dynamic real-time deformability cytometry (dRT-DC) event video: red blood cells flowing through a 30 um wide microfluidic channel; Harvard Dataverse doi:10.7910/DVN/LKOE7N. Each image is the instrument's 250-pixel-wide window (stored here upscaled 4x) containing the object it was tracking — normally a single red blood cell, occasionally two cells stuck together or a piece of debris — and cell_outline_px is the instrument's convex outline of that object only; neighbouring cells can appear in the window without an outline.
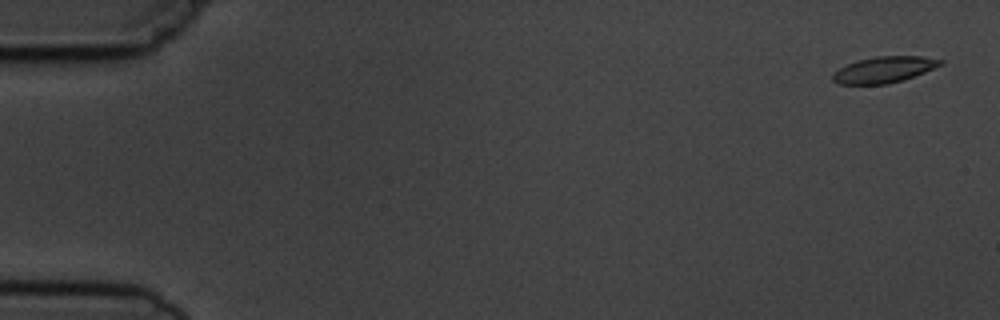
{"species": "common noctule bat (a hibernating species)", "species_latin": "Nyctalus noctula", "temperature_condition": "cold", "stored_images_in_passage": 5, "camera_frame_rate_fps": 3000, "um_per_image_px": 0.085, "animal": {"sex": "male", "body_mass_g": 19.5, "forearm_length_mm": 54.6}, "frame": {"image": 1, "passage_image": 1, "time_ms": 0.0, "image_size_px": [1000, 320], "cell_outline_px": [[944, 64], [904, 80], [888, 84], [840, 84], [832, 80], [832, 72], [856, 60], [876, 56], [924, 56], [944, 60]], "centroid_in_image_um": [75.16, 5.91], "position_along_channel_um": 9.8, "area_um2": 16.53}}
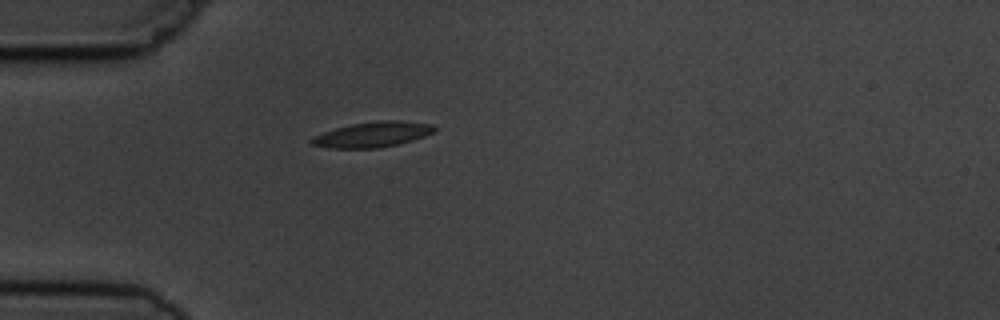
{"frame": {"image": 2, "passage_image": 5, "time_ms": 4.667, "image_size_px": [1000, 320], "cell_outline_px": [[436, 132], [412, 140], [396, 144], [376, 148], [328, 148], [312, 144], [308, 140], [312, 136], [336, 128], [352, 124], [384, 120], [400, 120], [432, 124], [436, 128]], "centroid_in_image_um": [31.67, 11.43], "position_along_channel_um": 53.3, "area_um2": 18.03}}